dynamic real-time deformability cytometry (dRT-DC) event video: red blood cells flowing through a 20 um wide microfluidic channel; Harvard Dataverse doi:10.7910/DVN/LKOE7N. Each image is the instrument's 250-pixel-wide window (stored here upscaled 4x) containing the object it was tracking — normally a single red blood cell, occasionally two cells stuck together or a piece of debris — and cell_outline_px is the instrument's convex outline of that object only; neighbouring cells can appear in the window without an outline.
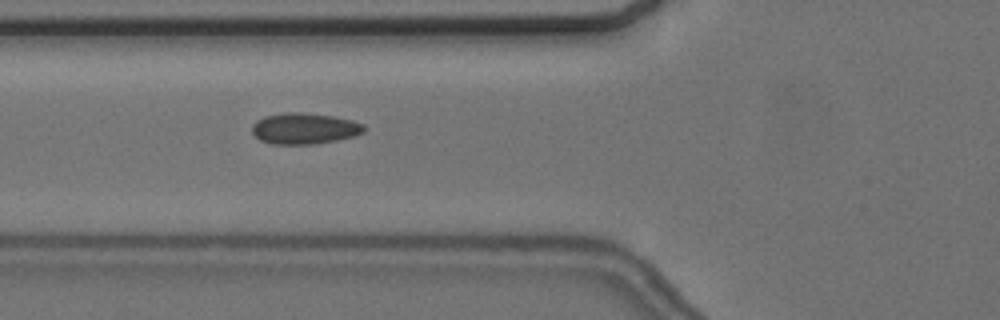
{"species": "common noctule bat (a hibernating species)", "species_latin": "Nyctalus noctula", "temperature_condition": "cold", "stored_images_in_passage": 57, "camera_frame_rate_fps": 3000, "um_per_image_px": 0.085, "animal": {"sex": "female", "body_mass_g": 24.6, "forearm_length_mm": 56.2}, "frame": {"image": 1, "passage_image": 22, "time_ms": 7.0, "image_size_px": [1000, 320], "cell_outline_px": [[364, 132], [356, 136], [336, 140], [312, 144], [272, 144], [260, 140], [252, 132], [252, 124], [256, 120], [264, 116], [288, 112], [300, 112], [332, 116], [352, 120], [364, 124]], "centroid_in_image_um": [25.87, 10.92], "position_along_channel_um": 99.9, "area_um2": 20.29}}
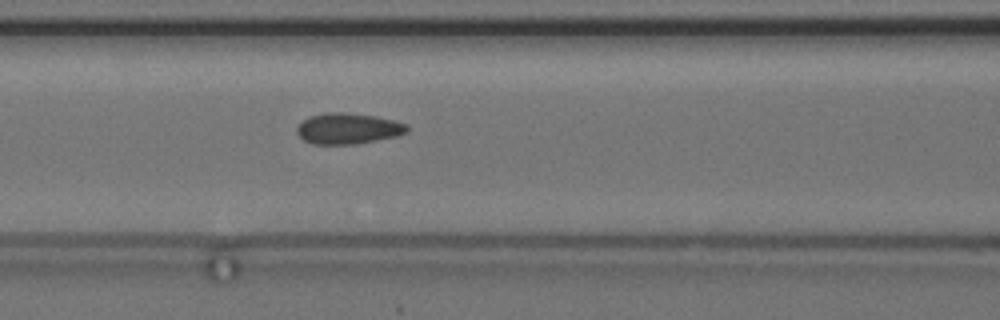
{"frame": {"image": 2, "passage_image": 25, "time_ms": 8.0, "image_size_px": [1000, 320], "cell_outline_px": [[408, 132], [396, 136], [356, 144], [312, 144], [304, 140], [296, 132], [296, 128], [308, 116], [324, 112], [344, 112], [376, 116], [408, 124]], "centroid_in_image_um": [29.57, 10.92], "position_along_channel_um": 137.0, "area_um2": 19.88}}
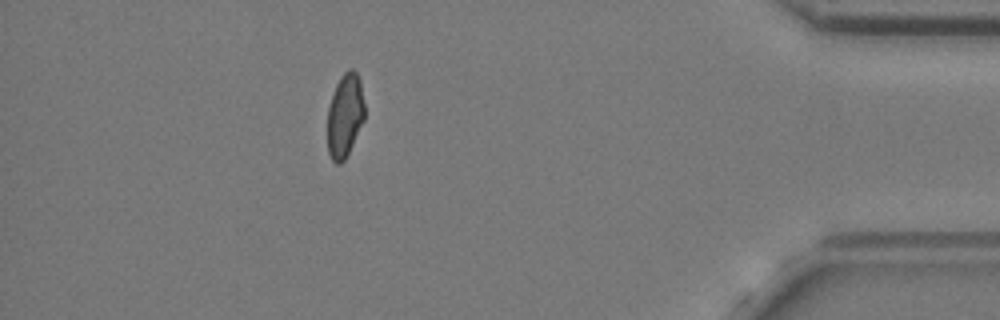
{"frame": {"image": 3, "passage_image": 51, "time_ms": 16.667, "image_size_px": [1000, 320], "cell_outline_px": [[364, 120], [344, 160], [340, 164], [336, 164], [332, 160], [328, 152], [328, 108], [336, 84], [340, 76], [348, 68], [352, 68], [356, 72], [360, 80], [364, 104]], "centroid_in_image_um": [29.31, 9.79], "position_along_channel_um": 405.9, "area_um2": 17.98}}